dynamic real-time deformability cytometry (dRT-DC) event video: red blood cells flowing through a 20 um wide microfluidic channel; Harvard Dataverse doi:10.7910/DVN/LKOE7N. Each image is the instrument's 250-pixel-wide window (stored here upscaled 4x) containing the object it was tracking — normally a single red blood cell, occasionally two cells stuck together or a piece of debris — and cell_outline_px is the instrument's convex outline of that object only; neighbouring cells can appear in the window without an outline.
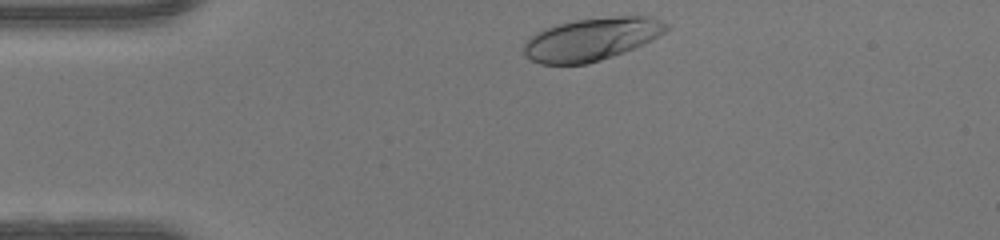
{"species": "human", "species_latin": "Homo sapiens", "temperature_condition": "warm", "stored_images_in_passage": 31, "camera_frame_rate_fps": 3000, "um_per_image_px": 0.085, "donor": {"sex": "female"}, "frame": {"image": 1, "passage_image": 1, "time_ms": 0.0, "image_size_px": [1000, 240], "cell_outline_px": [[672, 28], [644, 44], [624, 52], [588, 64], [540, 64], [524, 56], [524, 44], [536, 32], [556, 24], [576, 20], [620, 16], [648, 16], [660, 20], [668, 24]], "centroid_in_image_um": [50.3, 3.33], "position_along_channel_um": 34.7, "area_um2": 35.37}}
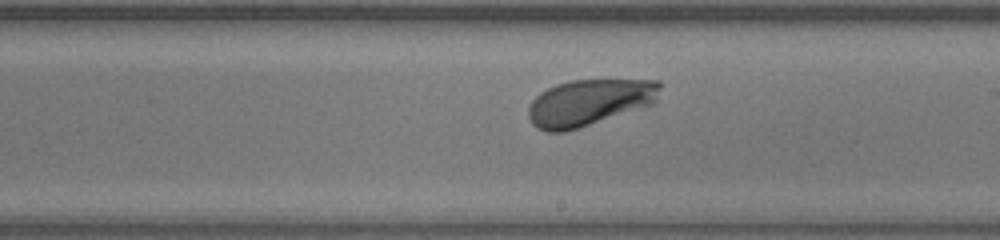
{"frame": {"image": 2, "passage_image": 19, "time_ms": 6.0, "image_size_px": [1000, 240], "cell_outline_px": [[664, 84], [656, 100], [652, 104], [580, 128], [564, 132], [548, 132], [532, 124], [528, 116], [528, 108], [532, 100], [540, 92], [556, 84], [572, 80], [660, 80]], "centroid_in_image_um": [50.1, 8.7], "position_along_channel_um": 238.9, "area_um2": 35.72}}
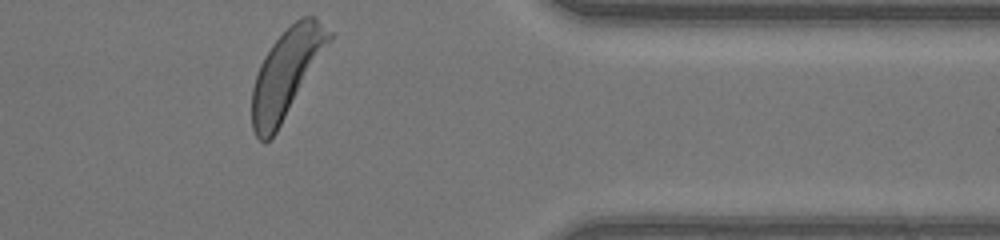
{"frame": {"image": 3, "passage_image": 31, "time_ms": 10.0, "image_size_px": [1000, 240], "cell_outline_px": [[336, 36], [276, 132], [264, 144], [256, 136], [252, 128], [252, 88], [260, 64], [264, 56], [272, 44], [300, 16], [316, 16]], "centroid_in_image_um": [24.4, 6.19], "position_along_channel_um": 387.0, "area_um2": 39.59}, "authors_computed_cell_mechanics": {"area_um2": 35.0268, "velocity_mm_per_s": 4.1592, "shape_relaxation_time_tau1_ms": 1.3867, "shape_relaxation_time_tau2_ms": null, "deformation_change_tau1": 0.1302, "deformation_change_tau2": null}}